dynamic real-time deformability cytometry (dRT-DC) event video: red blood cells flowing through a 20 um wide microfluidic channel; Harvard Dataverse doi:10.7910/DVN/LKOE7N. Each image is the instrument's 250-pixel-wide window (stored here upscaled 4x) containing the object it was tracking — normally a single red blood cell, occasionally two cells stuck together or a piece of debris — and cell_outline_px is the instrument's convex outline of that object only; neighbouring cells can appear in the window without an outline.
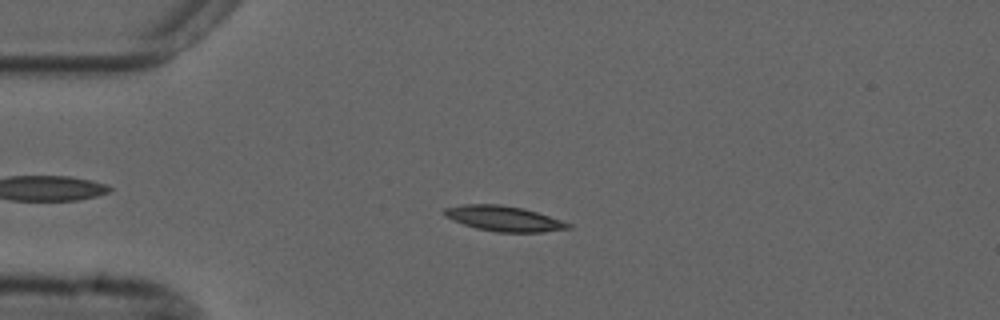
{"species": "common noctule bat (a hibernating species)", "species_latin": "Nyctalus noctula", "temperature_condition": "cold", "stored_images_in_passage": 53, "camera_frame_rate_fps": 3000, "um_per_image_px": 0.085, "animal": {"sex": "male", "forearm_length_mm": 52.5}, "frame": {"image": 1, "passage_image": 11, "time_ms": 3.333, "image_size_px": [1000, 320], "cell_outline_px": [[572, 228], [544, 232], [496, 232], [476, 228], [452, 220], [444, 216], [440, 212], [444, 208], [464, 204], [500, 204], [524, 208], [572, 224]], "centroid_in_image_um": [42.79, 18.57], "position_along_channel_um": 42.2, "area_um2": 18.32}}
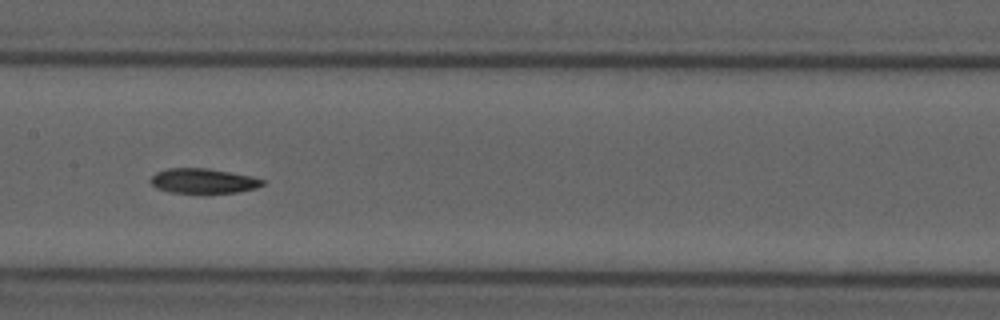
{"frame": {"image": 2, "passage_image": 25, "time_ms": 8.0, "image_size_px": [1000, 320], "cell_outline_px": [[264, 184], [256, 188], [236, 192], [168, 192], [156, 188], [148, 180], [156, 172], [168, 168], [208, 168], [252, 176], [264, 180]], "centroid_in_image_um": [17.24, 15.36], "position_along_channel_um": 190.2, "area_um2": 16.07}}
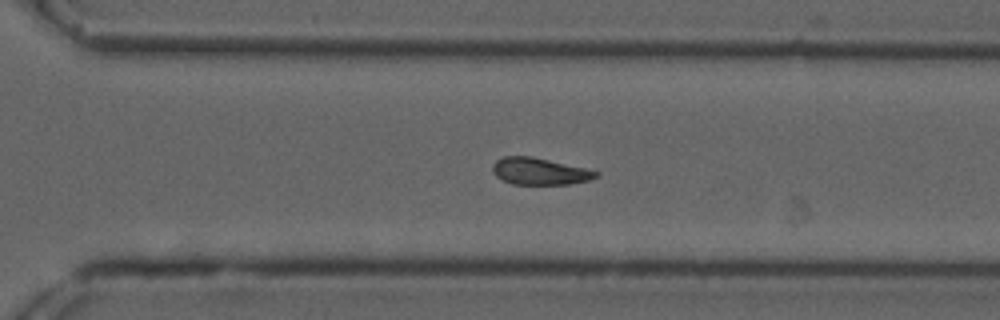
{"frame": {"image": 3, "passage_image": 36, "time_ms": 11.667, "image_size_px": [1000, 320], "cell_outline_px": [[600, 176], [588, 180], [568, 184], [512, 184], [496, 176], [492, 172], [492, 164], [496, 160], [504, 156], [532, 156], [584, 168], [600, 172]], "centroid_in_image_um": [45.85, 14.56], "position_along_channel_um": 324.8, "area_um2": 16.13}, "authors_computed_cell_mechanics": {"area_um2": 17.1088, "velocity_mm_per_s": 3.6863, "shape_relaxation_time_tau1_ms": null, "shape_relaxation_time_tau2_ms": 7.799, "deformation_change_tau1": null, "deformation_change_tau2": 0.1603}}